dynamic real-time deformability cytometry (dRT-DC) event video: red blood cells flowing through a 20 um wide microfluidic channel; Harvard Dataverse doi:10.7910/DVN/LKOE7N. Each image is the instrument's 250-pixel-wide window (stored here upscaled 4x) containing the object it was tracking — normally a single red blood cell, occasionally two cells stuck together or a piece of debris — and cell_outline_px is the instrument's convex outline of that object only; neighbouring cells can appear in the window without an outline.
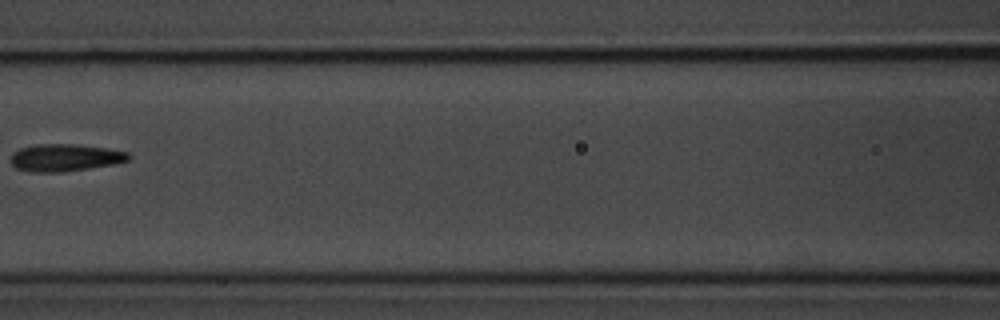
{"species": "common noctule bat (a hibernating species)", "species_latin": "Nyctalus noctula", "temperature_condition": "room temperature", "stored_images_in_passage": 6, "camera_frame_rate_fps": 3000, "um_per_image_px": 0.085, "animal": {"sex": "male", "body_mass_g": 20.1, "forearm_length_mm": 53.5}, "frame": {"image": 1, "passage_image": 6, "time_ms": 5.667, "image_size_px": [1000, 320], "cell_outline_px": [[132, 156], [128, 160], [116, 164], [60, 172], [32, 172], [16, 168], [12, 164], [12, 152], [20, 148], [36, 144], [76, 144], [104, 148], [128, 152]], "centroid_in_image_um": [5.53, 13.39], "position_along_channel_um": 161.1, "area_um2": 18.67}}